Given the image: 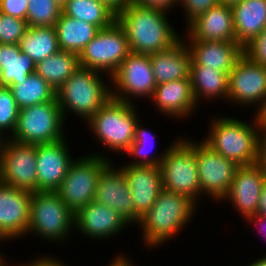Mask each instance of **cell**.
<instances>
[{
    "instance_id": "cell-1",
    "label": "cell",
    "mask_w": 266,
    "mask_h": 266,
    "mask_svg": "<svg viewBox=\"0 0 266 266\" xmlns=\"http://www.w3.org/2000/svg\"><path fill=\"white\" fill-rule=\"evenodd\" d=\"M169 15L166 10L131 2L116 20L124 28L130 51L150 55L171 48L182 37L172 28Z\"/></svg>"
},
{
    "instance_id": "cell-2",
    "label": "cell",
    "mask_w": 266,
    "mask_h": 266,
    "mask_svg": "<svg viewBox=\"0 0 266 266\" xmlns=\"http://www.w3.org/2000/svg\"><path fill=\"white\" fill-rule=\"evenodd\" d=\"M197 207L198 204L187 196L162 189L155 203L137 224L143 245L154 250L170 242V239L172 241L192 222Z\"/></svg>"
},
{
    "instance_id": "cell-3",
    "label": "cell",
    "mask_w": 266,
    "mask_h": 266,
    "mask_svg": "<svg viewBox=\"0 0 266 266\" xmlns=\"http://www.w3.org/2000/svg\"><path fill=\"white\" fill-rule=\"evenodd\" d=\"M249 121L239 117H212L208 134L203 141L218 154L231 160L238 166L260 162V128L255 115ZM253 122H251V121ZM211 124V125H210Z\"/></svg>"
},
{
    "instance_id": "cell-4",
    "label": "cell",
    "mask_w": 266,
    "mask_h": 266,
    "mask_svg": "<svg viewBox=\"0 0 266 266\" xmlns=\"http://www.w3.org/2000/svg\"><path fill=\"white\" fill-rule=\"evenodd\" d=\"M103 75L80 66L57 90L56 98L65 120L70 111L86 123L112 97L111 77Z\"/></svg>"
},
{
    "instance_id": "cell-5",
    "label": "cell",
    "mask_w": 266,
    "mask_h": 266,
    "mask_svg": "<svg viewBox=\"0 0 266 266\" xmlns=\"http://www.w3.org/2000/svg\"><path fill=\"white\" fill-rule=\"evenodd\" d=\"M135 103L110 98L87 122V126L104 148L121 156L129 150L135 138V126L140 109ZM139 114V115H138ZM139 116V117H138Z\"/></svg>"
},
{
    "instance_id": "cell-6",
    "label": "cell",
    "mask_w": 266,
    "mask_h": 266,
    "mask_svg": "<svg viewBox=\"0 0 266 266\" xmlns=\"http://www.w3.org/2000/svg\"><path fill=\"white\" fill-rule=\"evenodd\" d=\"M74 215L56 191H34L31 196L30 221L26 236L36 235L41 241H50L49 244H66L64 241L70 240L72 231L75 232Z\"/></svg>"
},
{
    "instance_id": "cell-7",
    "label": "cell",
    "mask_w": 266,
    "mask_h": 266,
    "mask_svg": "<svg viewBox=\"0 0 266 266\" xmlns=\"http://www.w3.org/2000/svg\"><path fill=\"white\" fill-rule=\"evenodd\" d=\"M183 137L175 138L159 166L162 188L185 195L197 204L202 197L193 140Z\"/></svg>"
},
{
    "instance_id": "cell-8",
    "label": "cell",
    "mask_w": 266,
    "mask_h": 266,
    "mask_svg": "<svg viewBox=\"0 0 266 266\" xmlns=\"http://www.w3.org/2000/svg\"><path fill=\"white\" fill-rule=\"evenodd\" d=\"M66 120L57 98L19 110L16 128L10 139L30 145L46 144L64 139Z\"/></svg>"
},
{
    "instance_id": "cell-9",
    "label": "cell",
    "mask_w": 266,
    "mask_h": 266,
    "mask_svg": "<svg viewBox=\"0 0 266 266\" xmlns=\"http://www.w3.org/2000/svg\"><path fill=\"white\" fill-rule=\"evenodd\" d=\"M108 153L99 151L76 157L56 193L75 214L94 201L97 180L101 171L111 162Z\"/></svg>"
},
{
    "instance_id": "cell-10",
    "label": "cell",
    "mask_w": 266,
    "mask_h": 266,
    "mask_svg": "<svg viewBox=\"0 0 266 266\" xmlns=\"http://www.w3.org/2000/svg\"><path fill=\"white\" fill-rule=\"evenodd\" d=\"M130 53L124 28L115 20L86 45L79 55V65L111 77Z\"/></svg>"
},
{
    "instance_id": "cell-11",
    "label": "cell",
    "mask_w": 266,
    "mask_h": 266,
    "mask_svg": "<svg viewBox=\"0 0 266 266\" xmlns=\"http://www.w3.org/2000/svg\"><path fill=\"white\" fill-rule=\"evenodd\" d=\"M155 88L156 81L147 54L131 52L111 76L112 98L126 103L133 104L136 98L150 100Z\"/></svg>"
},
{
    "instance_id": "cell-12",
    "label": "cell",
    "mask_w": 266,
    "mask_h": 266,
    "mask_svg": "<svg viewBox=\"0 0 266 266\" xmlns=\"http://www.w3.org/2000/svg\"><path fill=\"white\" fill-rule=\"evenodd\" d=\"M192 139L201 196L210 197L211 202L224 203L221 201L226 197L239 166L218 154L202 139L201 141Z\"/></svg>"
},
{
    "instance_id": "cell-13",
    "label": "cell",
    "mask_w": 266,
    "mask_h": 266,
    "mask_svg": "<svg viewBox=\"0 0 266 266\" xmlns=\"http://www.w3.org/2000/svg\"><path fill=\"white\" fill-rule=\"evenodd\" d=\"M0 182L30 192L37 191L36 145L4 139L0 155Z\"/></svg>"
},
{
    "instance_id": "cell-14",
    "label": "cell",
    "mask_w": 266,
    "mask_h": 266,
    "mask_svg": "<svg viewBox=\"0 0 266 266\" xmlns=\"http://www.w3.org/2000/svg\"><path fill=\"white\" fill-rule=\"evenodd\" d=\"M266 99V67L256 64L244 54L237 60L228 76V103L256 111ZM241 105V106H240Z\"/></svg>"
},
{
    "instance_id": "cell-15",
    "label": "cell",
    "mask_w": 266,
    "mask_h": 266,
    "mask_svg": "<svg viewBox=\"0 0 266 266\" xmlns=\"http://www.w3.org/2000/svg\"><path fill=\"white\" fill-rule=\"evenodd\" d=\"M32 192L0 182V244L24 238L30 221Z\"/></svg>"
},
{
    "instance_id": "cell-16",
    "label": "cell",
    "mask_w": 266,
    "mask_h": 266,
    "mask_svg": "<svg viewBox=\"0 0 266 266\" xmlns=\"http://www.w3.org/2000/svg\"><path fill=\"white\" fill-rule=\"evenodd\" d=\"M114 162L99 174L94 201L116 210L130 225L137 227L141 217L135 212L126 176Z\"/></svg>"
},
{
    "instance_id": "cell-17",
    "label": "cell",
    "mask_w": 266,
    "mask_h": 266,
    "mask_svg": "<svg viewBox=\"0 0 266 266\" xmlns=\"http://www.w3.org/2000/svg\"><path fill=\"white\" fill-rule=\"evenodd\" d=\"M74 217V230L95 242L110 241L130 226L116 210L95 201L80 208Z\"/></svg>"
},
{
    "instance_id": "cell-18",
    "label": "cell",
    "mask_w": 266,
    "mask_h": 266,
    "mask_svg": "<svg viewBox=\"0 0 266 266\" xmlns=\"http://www.w3.org/2000/svg\"><path fill=\"white\" fill-rule=\"evenodd\" d=\"M66 140L36 145L37 191H56L64 180L75 160Z\"/></svg>"
},
{
    "instance_id": "cell-19",
    "label": "cell",
    "mask_w": 266,
    "mask_h": 266,
    "mask_svg": "<svg viewBox=\"0 0 266 266\" xmlns=\"http://www.w3.org/2000/svg\"><path fill=\"white\" fill-rule=\"evenodd\" d=\"M266 180L265 167L260 163L239 166L223 201H230L242 219L255 215L259 196Z\"/></svg>"
},
{
    "instance_id": "cell-20",
    "label": "cell",
    "mask_w": 266,
    "mask_h": 266,
    "mask_svg": "<svg viewBox=\"0 0 266 266\" xmlns=\"http://www.w3.org/2000/svg\"><path fill=\"white\" fill-rule=\"evenodd\" d=\"M149 101L154 105L156 111L169 118L187 120L194 115L199 108L195 102L190 78L173 80L156 85L153 96ZM195 110V111H194Z\"/></svg>"
},
{
    "instance_id": "cell-21",
    "label": "cell",
    "mask_w": 266,
    "mask_h": 266,
    "mask_svg": "<svg viewBox=\"0 0 266 266\" xmlns=\"http://www.w3.org/2000/svg\"><path fill=\"white\" fill-rule=\"evenodd\" d=\"M181 38L190 50L191 65L215 68L229 75L237 60L243 55V47L237 42L197 41L192 40L187 34Z\"/></svg>"
},
{
    "instance_id": "cell-22",
    "label": "cell",
    "mask_w": 266,
    "mask_h": 266,
    "mask_svg": "<svg viewBox=\"0 0 266 266\" xmlns=\"http://www.w3.org/2000/svg\"><path fill=\"white\" fill-rule=\"evenodd\" d=\"M197 41L236 42L231 7L217 4L197 16L184 29V33Z\"/></svg>"
},
{
    "instance_id": "cell-23",
    "label": "cell",
    "mask_w": 266,
    "mask_h": 266,
    "mask_svg": "<svg viewBox=\"0 0 266 266\" xmlns=\"http://www.w3.org/2000/svg\"><path fill=\"white\" fill-rule=\"evenodd\" d=\"M131 192L135 212L142 217L155 203L162 188L158 166L121 165Z\"/></svg>"
},
{
    "instance_id": "cell-24",
    "label": "cell",
    "mask_w": 266,
    "mask_h": 266,
    "mask_svg": "<svg viewBox=\"0 0 266 266\" xmlns=\"http://www.w3.org/2000/svg\"><path fill=\"white\" fill-rule=\"evenodd\" d=\"M149 56L156 85L189 78L191 54L182 38L171 48Z\"/></svg>"
},
{
    "instance_id": "cell-25",
    "label": "cell",
    "mask_w": 266,
    "mask_h": 266,
    "mask_svg": "<svg viewBox=\"0 0 266 266\" xmlns=\"http://www.w3.org/2000/svg\"><path fill=\"white\" fill-rule=\"evenodd\" d=\"M231 10L236 42L242 47L266 28V0H243Z\"/></svg>"
},
{
    "instance_id": "cell-26",
    "label": "cell",
    "mask_w": 266,
    "mask_h": 266,
    "mask_svg": "<svg viewBox=\"0 0 266 266\" xmlns=\"http://www.w3.org/2000/svg\"><path fill=\"white\" fill-rule=\"evenodd\" d=\"M228 74L215 68H206L201 65L190 66V83L192 93L197 105L200 106L204 100L207 102L215 100L228 101Z\"/></svg>"
},
{
    "instance_id": "cell-27",
    "label": "cell",
    "mask_w": 266,
    "mask_h": 266,
    "mask_svg": "<svg viewBox=\"0 0 266 266\" xmlns=\"http://www.w3.org/2000/svg\"><path fill=\"white\" fill-rule=\"evenodd\" d=\"M58 46L62 51L73 52L78 55L86 45L97 35L100 28L61 13L55 24Z\"/></svg>"
},
{
    "instance_id": "cell-28",
    "label": "cell",
    "mask_w": 266,
    "mask_h": 266,
    "mask_svg": "<svg viewBox=\"0 0 266 266\" xmlns=\"http://www.w3.org/2000/svg\"><path fill=\"white\" fill-rule=\"evenodd\" d=\"M79 67L78 54L59 50L52 56L38 62L35 72L57 92Z\"/></svg>"
},
{
    "instance_id": "cell-29",
    "label": "cell",
    "mask_w": 266,
    "mask_h": 266,
    "mask_svg": "<svg viewBox=\"0 0 266 266\" xmlns=\"http://www.w3.org/2000/svg\"><path fill=\"white\" fill-rule=\"evenodd\" d=\"M19 47L20 51L28 55L35 64L52 56L60 50L55 27H28Z\"/></svg>"
},
{
    "instance_id": "cell-30",
    "label": "cell",
    "mask_w": 266,
    "mask_h": 266,
    "mask_svg": "<svg viewBox=\"0 0 266 266\" xmlns=\"http://www.w3.org/2000/svg\"><path fill=\"white\" fill-rule=\"evenodd\" d=\"M0 65L3 69V85L19 84L35 73V62L20 51L19 44H0Z\"/></svg>"
},
{
    "instance_id": "cell-31",
    "label": "cell",
    "mask_w": 266,
    "mask_h": 266,
    "mask_svg": "<svg viewBox=\"0 0 266 266\" xmlns=\"http://www.w3.org/2000/svg\"><path fill=\"white\" fill-rule=\"evenodd\" d=\"M148 127L145 128L143 125V122L141 123V120H139L135 126V138L134 142L131 144L129 150L125 153L131 159L129 161L130 163H124L126 165H141V166H160L165 153L167 151V148L172 144L171 142L162 149L163 151H160V154L155 153L154 146L156 143V140L154 137H156L153 132L150 130H147ZM155 153L153 154L152 153ZM152 153V154H151ZM135 160V161H134Z\"/></svg>"
},
{
    "instance_id": "cell-32",
    "label": "cell",
    "mask_w": 266,
    "mask_h": 266,
    "mask_svg": "<svg viewBox=\"0 0 266 266\" xmlns=\"http://www.w3.org/2000/svg\"><path fill=\"white\" fill-rule=\"evenodd\" d=\"M19 109L46 103L56 98L55 90L36 72L22 79L19 84H9Z\"/></svg>"
},
{
    "instance_id": "cell-33",
    "label": "cell",
    "mask_w": 266,
    "mask_h": 266,
    "mask_svg": "<svg viewBox=\"0 0 266 266\" xmlns=\"http://www.w3.org/2000/svg\"><path fill=\"white\" fill-rule=\"evenodd\" d=\"M62 13L100 29L109 27L116 20V14L99 0H67Z\"/></svg>"
},
{
    "instance_id": "cell-34",
    "label": "cell",
    "mask_w": 266,
    "mask_h": 266,
    "mask_svg": "<svg viewBox=\"0 0 266 266\" xmlns=\"http://www.w3.org/2000/svg\"><path fill=\"white\" fill-rule=\"evenodd\" d=\"M62 13V6L55 0H29L26 22L28 27H55Z\"/></svg>"
},
{
    "instance_id": "cell-35",
    "label": "cell",
    "mask_w": 266,
    "mask_h": 266,
    "mask_svg": "<svg viewBox=\"0 0 266 266\" xmlns=\"http://www.w3.org/2000/svg\"><path fill=\"white\" fill-rule=\"evenodd\" d=\"M19 110L10 88L6 86L0 88V135L4 139L12 136Z\"/></svg>"
},
{
    "instance_id": "cell-36",
    "label": "cell",
    "mask_w": 266,
    "mask_h": 266,
    "mask_svg": "<svg viewBox=\"0 0 266 266\" xmlns=\"http://www.w3.org/2000/svg\"><path fill=\"white\" fill-rule=\"evenodd\" d=\"M27 29L26 20L0 13V44H19Z\"/></svg>"
},
{
    "instance_id": "cell-37",
    "label": "cell",
    "mask_w": 266,
    "mask_h": 266,
    "mask_svg": "<svg viewBox=\"0 0 266 266\" xmlns=\"http://www.w3.org/2000/svg\"><path fill=\"white\" fill-rule=\"evenodd\" d=\"M243 54L254 63L266 67V28L243 46Z\"/></svg>"
},
{
    "instance_id": "cell-38",
    "label": "cell",
    "mask_w": 266,
    "mask_h": 266,
    "mask_svg": "<svg viewBox=\"0 0 266 266\" xmlns=\"http://www.w3.org/2000/svg\"><path fill=\"white\" fill-rule=\"evenodd\" d=\"M219 3L218 0H179L178 6L182 8L185 17L186 26L197 16L205 13L207 10Z\"/></svg>"
},
{
    "instance_id": "cell-39",
    "label": "cell",
    "mask_w": 266,
    "mask_h": 266,
    "mask_svg": "<svg viewBox=\"0 0 266 266\" xmlns=\"http://www.w3.org/2000/svg\"><path fill=\"white\" fill-rule=\"evenodd\" d=\"M1 12L26 20L29 0H0Z\"/></svg>"
},
{
    "instance_id": "cell-40",
    "label": "cell",
    "mask_w": 266,
    "mask_h": 266,
    "mask_svg": "<svg viewBox=\"0 0 266 266\" xmlns=\"http://www.w3.org/2000/svg\"><path fill=\"white\" fill-rule=\"evenodd\" d=\"M36 259H29L28 261H25L19 266H67L63 261L60 260V258L54 255V257L50 254L47 256V254L43 256H36ZM70 266V265H68Z\"/></svg>"
},
{
    "instance_id": "cell-41",
    "label": "cell",
    "mask_w": 266,
    "mask_h": 266,
    "mask_svg": "<svg viewBox=\"0 0 266 266\" xmlns=\"http://www.w3.org/2000/svg\"><path fill=\"white\" fill-rule=\"evenodd\" d=\"M132 2L141 6L160 8L170 12L173 11V8H177L179 0H132Z\"/></svg>"
},
{
    "instance_id": "cell-42",
    "label": "cell",
    "mask_w": 266,
    "mask_h": 266,
    "mask_svg": "<svg viewBox=\"0 0 266 266\" xmlns=\"http://www.w3.org/2000/svg\"><path fill=\"white\" fill-rule=\"evenodd\" d=\"M244 222H248L249 225L251 224V226L253 225V227L256 228V230L258 229V232L260 234H262V238H264L266 240V217L265 216H261V215H252V216H248ZM264 235V236H263Z\"/></svg>"
},
{
    "instance_id": "cell-43",
    "label": "cell",
    "mask_w": 266,
    "mask_h": 266,
    "mask_svg": "<svg viewBox=\"0 0 266 266\" xmlns=\"http://www.w3.org/2000/svg\"><path fill=\"white\" fill-rule=\"evenodd\" d=\"M104 3L116 15L122 11L132 0H99Z\"/></svg>"
},
{
    "instance_id": "cell-44",
    "label": "cell",
    "mask_w": 266,
    "mask_h": 266,
    "mask_svg": "<svg viewBox=\"0 0 266 266\" xmlns=\"http://www.w3.org/2000/svg\"><path fill=\"white\" fill-rule=\"evenodd\" d=\"M125 253H118L116 257H112L110 259L111 262L108 263L106 266H135V263L132 262L133 259L129 258Z\"/></svg>"
},
{
    "instance_id": "cell-45",
    "label": "cell",
    "mask_w": 266,
    "mask_h": 266,
    "mask_svg": "<svg viewBox=\"0 0 266 266\" xmlns=\"http://www.w3.org/2000/svg\"><path fill=\"white\" fill-rule=\"evenodd\" d=\"M253 114L257 119L260 132H266V99L257 111H253Z\"/></svg>"
},
{
    "instance_id": "cell-46",
    "label": "cell",
    "mask_w": 266,
    "mask_h": 266,
    "mask_svg": "<svg viewBox=\"0 0 266 266\" xmlns=\"http://www.w3.org/2000/svg\"><path fill=\"white\" fill-rule=\"evenodd\" d=\"M259 197L256 214L266 217V180L263 182V187Z\"/></svg>"
},
{
    "instance_id": "cell-47",
    "label": "cell",
    "mask_w": 266,
    "mask_h": 266,
    "mask_svg": "<svg viewBox=\"0 0 266 266\" xmlns=\"http://www.w3.org/2000/svg\"><path fill=\"white\" fill-rule=\"evenodd\" d=\"M260 163L266 170V132H260Z\"/></svg>"
},
{
    "instance_id": "cell-48",
    "label": "cell",
    "mask_w": 266,
    "mask_h": 266,
    "mask_svg": "<svg viewBox=\"0 0 266 266\" xmlns=\"http://www.w3.org/2000/svg\"><path fill=\"white\" fill-rule=\"evenodd\" d=\"M246 266H266V253L265 256L262 254V256L257 259L255 261L250 262V264L246 265Z\"/></svg>"
},
{
    "instance_id": "cell-49",
    "label": "cell",
    "mask_w": 266,
    "mask_h": 266,
    "mask_svg": "<svg viewBox=\"0 0 266 266\" xmlns=\"http://www.w3.org/2000/svg\"><path fill=\"white\" fill-rule=\"evenodd\" d=\"M219 4L225 5V6H229V7H233L236 4H239L240 2H242L243 0H218Z\"/></svg>"
},
{
    "instance_id": "cell-50",
    "label": "cell",
    "mask_w": 266,
    "mask_h": 266,
    "mask_svg": "<svg viewBox=\"0 0 266 266\" xmlns=\"http://www.w3.org/2000/svg\"><path fill=\"white\" fill-rule=\"evenodd\" d=\"M0 252H1V250H0ZM8 260H7V258L5 257V255L1 252L0 253V266H11L12 264L9 262V264H8ZM16 266H19V264H18V262H16ZM12 266H14V264L12 265Z\"/></svg>"
},
{
    "instance_id": "cell-51",
    "label": "cell",
    "mask_w": 266,
    "mask_h": 266,
    "mask_svg": "<svg viewBox=\"0 0 266 266\" xmlns=\"http://www.w3.org/2000/svg\"><path fill=\"white\" fill-rule=\"evenodd\" d=\"M5 87L3 85V69H2V66L0 65V88H3Z\"/></svg>"
},
{
    "instance_id": "cell-52",
    "label": "cell",
    "mask_w": 266,
    "mask_h": 266,
    "mask_svg": "<svg viewBox=\"0 0 266 266\" xmlns=\"http://www.w3.org/2000/svg\"><path fill=\"white\" fill-rule=\"evenodd\" d=\"M60 6H63L67 0H55Z\"/></svg>"
},
{
    "instance_id": "cell-53",
    "label": "cell",
    "mask_w": 266,
    "mask_h": 266,
    "mask_svg": "<svg viewBox=\"0 0 266 266\" xmlns=\"http://www.w3.org/2000/svg\"><path fill=\"white\" fill-rule=\"evenodd\" d=\"M4 142V138L0 135V155H1V149Z\"/></svg>"
}]
</instances>
